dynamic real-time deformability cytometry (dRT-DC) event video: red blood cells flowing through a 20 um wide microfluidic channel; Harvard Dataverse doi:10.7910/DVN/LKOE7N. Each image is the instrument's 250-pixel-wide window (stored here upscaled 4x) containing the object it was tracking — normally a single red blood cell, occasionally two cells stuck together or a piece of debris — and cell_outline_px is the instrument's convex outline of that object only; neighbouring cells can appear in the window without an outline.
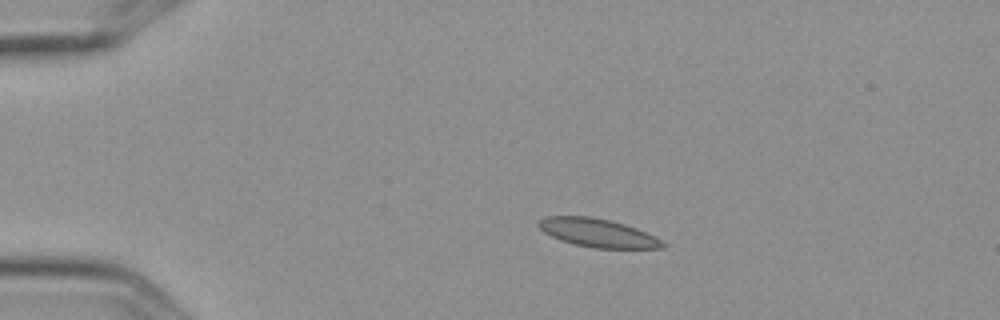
{"species": "Egyptian fruit bat (a non-hibernating species)", "species_latin": "Rousettus aegyptiacus", "temperature_condition": "cold", "stored_images_in_passage": 7, "camera_frame_rate_fps": 3000, "um_per_image_px": 0.085, "frame": {"image": 1, "passage_image": 3, "time_ms": 0.667, "image_size_px": [1000, 320], "cell_outline_px": [[668, 244], [664, 248], [596, 248], [576, 244], [560, 240], [544, 232], [536, 224], [544, 216], [588, 216], [608, 220], [624, 224], [636, 228]], "centroid_in_image_um": [50.78, 19.79], "position_along_channel_um": 34.2, "area_um2": 20.23}}
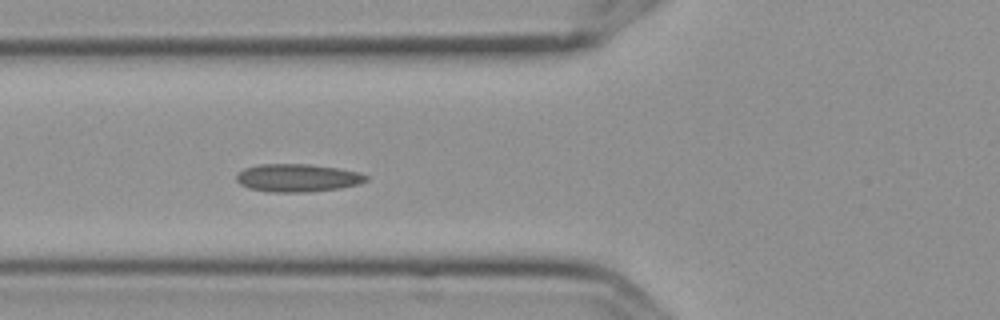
{"frame": {"image": 2, "passage_image": 6, "time_ms": 1.667, "image_size_px": [1000, 320], "cell_outline_px": [[368, 180], [360, 184], [340, 188], [312, 192], [272, 192], [248, 188], [240, 184], [236, 180], [236, 176], [244, 168], [260, 164], [308, 164], [336, 168], [356, 172], [368, 176]], "centroid_in_image_um": [25.28, 15.13], "position_along_channel_um": 100.5, "area_um2": 21.04}}
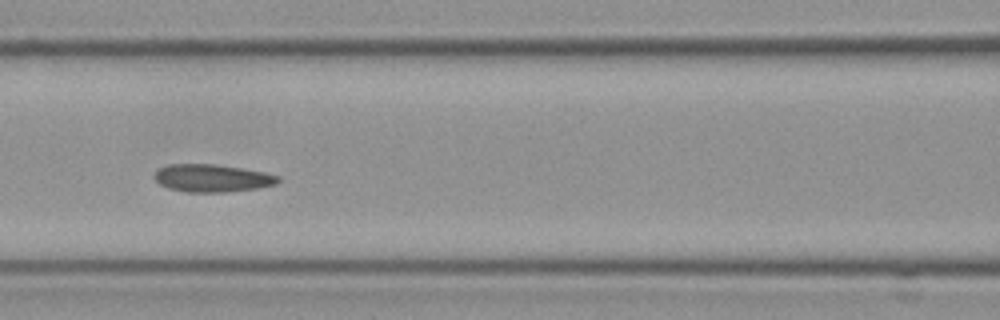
{"frame": {"image": 3, "passage_image": 7, "time_ms": 2.0, "image_size_px": [1000, 320], "cell_outline_px": [[280, 180], [276, 184], [256, 188], [224, 192], [184, 192], [168, 188], [160, 184], [152, 176], [160, 168], [168, 164], [216, 164], [264, 172], [280, 176]], "centroid_in_image_um": [18.01, 15.14], "position_along_channel_um": 148.6, "area_um2": 19.88}}